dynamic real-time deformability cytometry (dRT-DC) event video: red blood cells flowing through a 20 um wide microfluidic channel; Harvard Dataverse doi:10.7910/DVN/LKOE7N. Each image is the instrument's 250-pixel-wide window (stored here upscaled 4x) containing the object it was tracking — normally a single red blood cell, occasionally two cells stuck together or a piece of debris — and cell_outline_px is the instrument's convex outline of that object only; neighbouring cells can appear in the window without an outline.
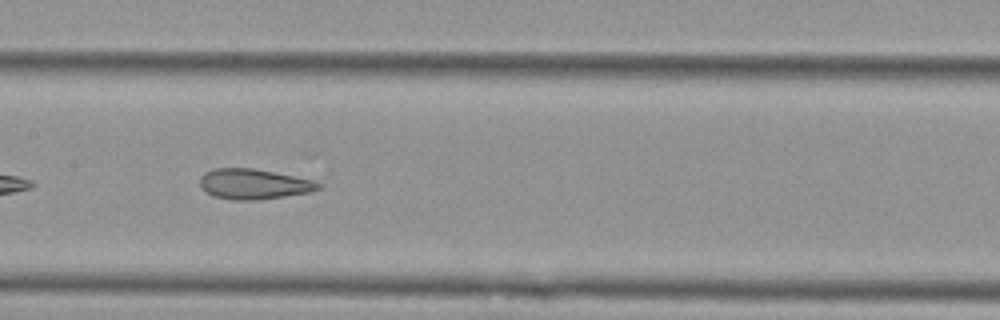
{"species": "Egyptian fruit bat (a non-hibernating species)", "species_latin": "Rousettus aegyptiacus", "temperature_condition": "cold", "stored_images_in_passage": 38, "camera_frame_rate_fps": 3000, "um_per_image_px": 0.085, "animal": {"sex": "female"}, "frame": {"image": 1, "passage_image": 12, "time_ms": 3.667, "image_size_px": [1000, 320], "cell_outline_px": [[324, 184], [320, 188], [312, 192], [256, 200], [232, 200], [212, 196], [204, 192], [200, 188], [200, 176], [204, 172], [212, 168], [252, 168], [312, 180]], "centroid_in_image_um": [21.51, 15.65], "position_along_channel_um": 185.9, "area_um2": 21.04}}
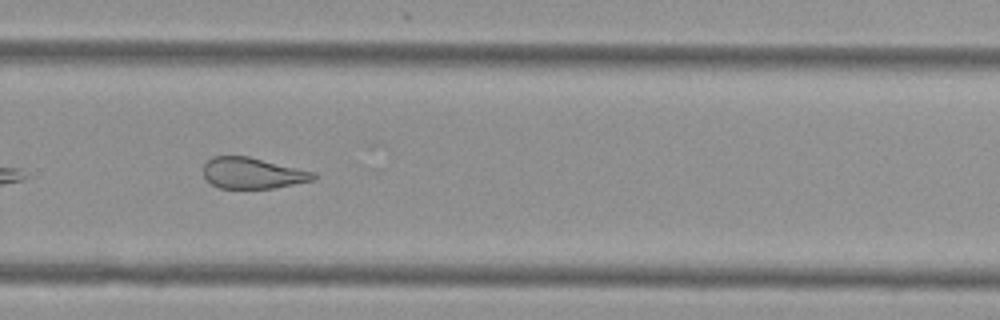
{"frame": {"image": 2, "passage_image": 22, "time_ms": 7.0, "image_size_px": [1000, 320], "cell_outline_px": [[316, 176], [312, 180], [272, 188], [220, 188], [212, 184], [204, 176], [204, 164], [212, 156], [248, 156], [316, 172]], "centroid_in_image_um": [21.46, 14.7], "position_along_channel_um": 308.3, "area_um2": 19.71}, "authors_computed_cell_mechanics": {"area_um2": 21.8484, "velocity_mm_per_s": 3.6859, "shape_relaxation_time_tau1_ms": null, "shape_relaxation_time_tau2_ms": 2.7507, "deformation_change_tau1": null, "deformation_change_tau2": 0.0959}}